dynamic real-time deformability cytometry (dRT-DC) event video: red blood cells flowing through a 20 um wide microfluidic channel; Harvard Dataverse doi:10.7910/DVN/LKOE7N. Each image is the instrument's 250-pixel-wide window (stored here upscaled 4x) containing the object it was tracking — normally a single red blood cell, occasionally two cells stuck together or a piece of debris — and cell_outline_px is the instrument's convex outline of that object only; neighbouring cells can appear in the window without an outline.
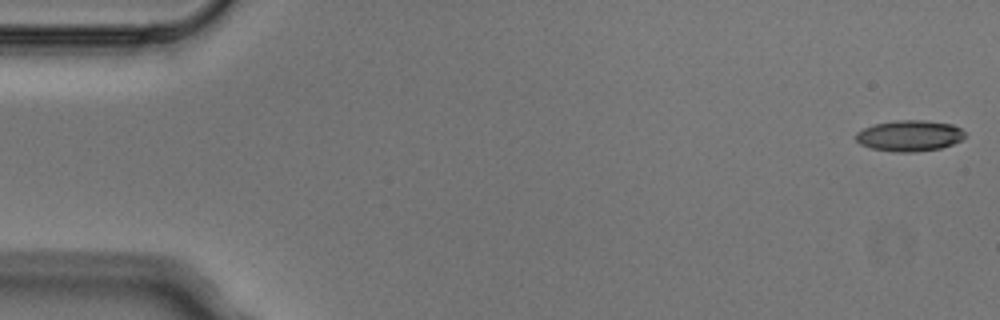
{"species": "Egyptian fruit bat (a non-hibernating species)", "species_latin": "Rousettus aegyptiacus", "temperature_condition": "cold", "stored_images_in_passage": 5, "camera_frame_rate_fps": 3000, "um_per_image_px": 0.085, "animal": {"sex": "male"}, "frame": {"image": 1, "passage_image": 1, "time_ms": 0.0, "image_size_px": [1000, 320], "cell_outline_px": [[964, 136], [960, 140], [952, 144], [940, 148], [912, 152], [896, 152], [872, 148], [860, 144], [856, 140], [856, 132], [864, 128], [876, 124], [896, 120], [924, 120], [952, 124], [960, 128], [964, 132]], "centroid_in_image_um": [77.29, 11.53], "position_along_channel_um": 7.7, "area_um2": 19.48}}
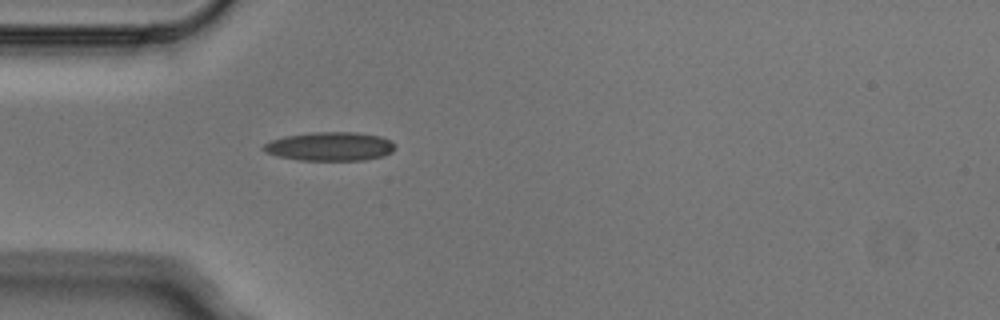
{"frame": {"image": 2, "passage_image": 5, "time_ms": 1.333, "image_size_px": [1000, 320], "cell_outline_px": [[396, 148], [392, 152], [384, 156], [364, 160], [300, 160], [280, 156], [264, 152], [260, 148], [264, 144], [272, 140], [284, 136], [312, 132], [356, 132], [380, 136], [388, 140]], "centroid_in_image_um": [28.03, 12.44], "position_along_channel_um": 57.0, "area_um2": 22.02}}